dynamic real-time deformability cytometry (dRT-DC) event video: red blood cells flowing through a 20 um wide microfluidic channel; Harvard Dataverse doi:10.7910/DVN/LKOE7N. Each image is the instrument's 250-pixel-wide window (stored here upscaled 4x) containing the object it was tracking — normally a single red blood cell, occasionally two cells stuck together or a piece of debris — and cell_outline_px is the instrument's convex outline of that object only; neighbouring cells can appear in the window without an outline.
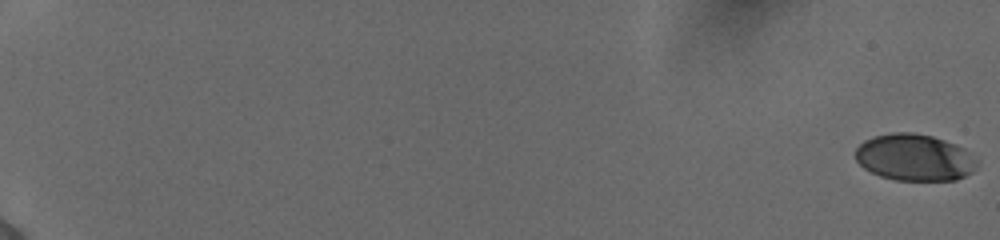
{"species": "human", "species_latin": "Homo sapiens", "temperature_condition": "cold", "stored_images_in_passage": 57, "camera_frame_rate_fps": 3000, "um_per_image_px": 0.085, "donor": {"sex": "female"}, "frame": {"image": 1, "passage_image": 1, "time_ms": 0.0, "image_size_px": [1000, 240], "cell_outline_px": [[980, 160], [976, 168], [972, 172], [956, 180], [896, 180], [880, 176], [864, 168], [856, 160], [856, 148], [864, 140], [872, 136], [892, 132], [912, 132], [932, 136], [944, 140], [964, 148]], "centroid_in_image_um": [77.75, 13.38], "position_along_channel_um": 7.2, "area_um2": 33.29}}
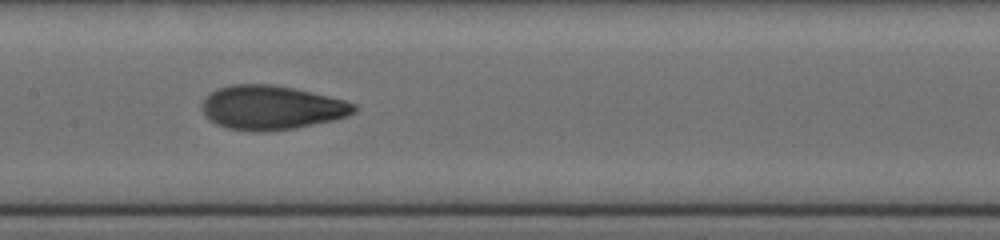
{"frame": {"image": 2, "passage_image": 33, "time_ms": 10.667, "image_size_px": [1000, 240], "cell_outline_px": [[356, 112], [348, 116], [332, 120], [296, 128], [264, 132], [252, 132], [228, 128], [216, 124], [204, 112], [204, 100], [208, 92], [216, 88], [232, 84], [272, 84], [312, 92], [344, 100], [356, 104]], "centroid_in_image_um": [23.09, 9.14], "position_along_channel_um": 184.3, "area_um2": 39.02}}
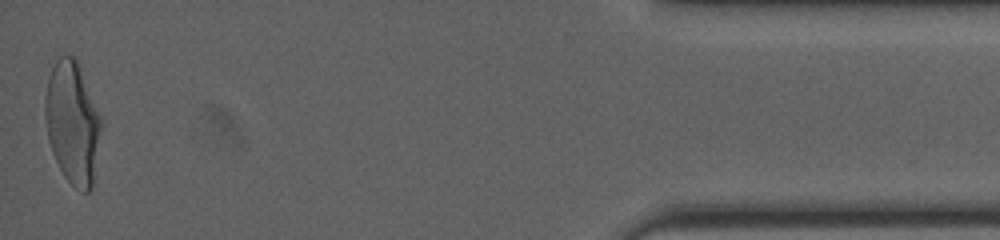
{"frame": {"image": 3, "passage_image": 57, "time_ms": 18.667, "image_size_px": [1000, 240], "cell_outline_px": [[100, 128], [92, 188], [88, 192], [84, 192], [76, 188], [64, 176], [52, 152], [48, 140], [44, 116], [44, 100], [48, 80], [52, 68], [56, 60], [60, 56], [76, 56], [100, 116]], "centroid_in_image_um": [6.13, 10.4], "position_along_channel_um": 429.1, "area_um2": 39.42}, "authors_computed_cell_mechanics": {"area_um2": 37.1654, "velocity_mm_per_s": 3.8801, "shape_relaxation_time_tau1_ms": 5.4731, "shape_relaxation_time_tau2_ms": 1.0426, "deformation_change_tau1": 0.2034, "deformation_change_tau2": 0.0688}}